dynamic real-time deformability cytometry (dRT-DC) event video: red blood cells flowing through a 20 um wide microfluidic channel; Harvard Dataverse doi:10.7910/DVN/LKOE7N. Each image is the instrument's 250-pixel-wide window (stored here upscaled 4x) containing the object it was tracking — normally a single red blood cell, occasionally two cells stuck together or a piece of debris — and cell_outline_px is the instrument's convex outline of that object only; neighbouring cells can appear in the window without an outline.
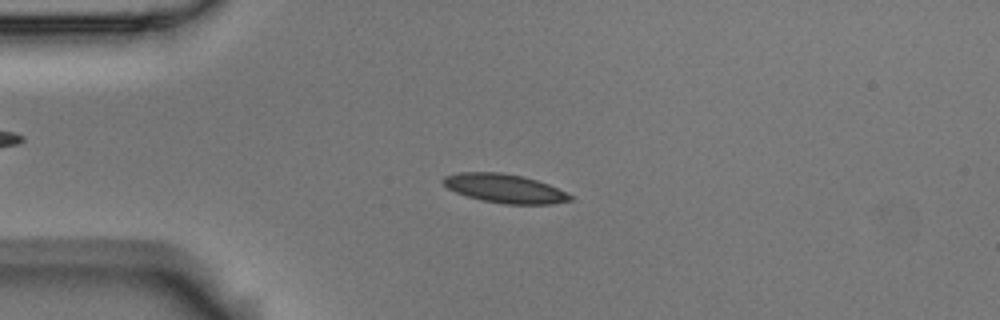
{"species": "Egyptian fruit bat (a non-hibernating species)", "species_latin": "Rousettus aegyptiacus", "temperature_condition": "room temperature", "stored_images_in_passage": 4, "camera_frame_rate_fps": 3000, "um_per_image_px": 0.085, "animal": {"sex": "male"}, "frame": {"image": 1, "passage_image": 3, "time_ms": 0.667, "image_size_px": [1000, 320], "cell_outline_px": [[572, 200], [552, 204], [504, 204], [480, 200], [456, 192], [448, 188], [440, 180], [444, 176], [460, 172], [500, 172], [520, 176], [536, 180], [548, 184], [572, 196]], "centroid_in_image_um": [42.86, 16.02], "position_along_channel_um": 42.1, "area_um2": 21.15}}